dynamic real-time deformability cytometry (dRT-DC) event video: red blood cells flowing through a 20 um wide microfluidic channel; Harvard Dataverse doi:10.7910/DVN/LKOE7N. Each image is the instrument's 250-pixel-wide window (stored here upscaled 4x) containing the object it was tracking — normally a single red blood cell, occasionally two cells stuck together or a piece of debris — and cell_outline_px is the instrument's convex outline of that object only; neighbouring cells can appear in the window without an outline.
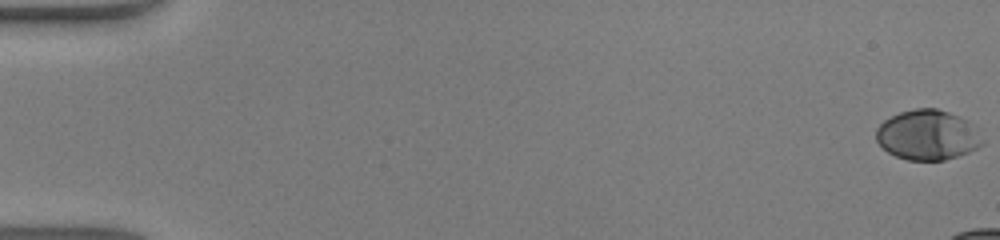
{"species": "human", "species_latin": "Homo sapiens", "temperature_condition": "warm", "stored_images_in_passage": 17, "camera_frame_rate_fps": 3000, "um_per_image_px": 0.085, "donor": {"sex": "male"}, "frame": {"image": 1, "passage_image": 1, "time_ms": 0.0, "image_size_px": [1000, 240], "cell_outline_px": [[984, 144], [968, 152], [944, 160], [908, 160], [896, 156], [888, 152], [876, 140], [876, 128], [884, 120], [900, 112], [912, 108], [936, 108], [960, 116], [968, 120], [972, 124], [984, 140]], "centroid_in_image_um": [78.85, 11.46], "position_along_channel_um": 6.2, "area_um2": 30.98}}
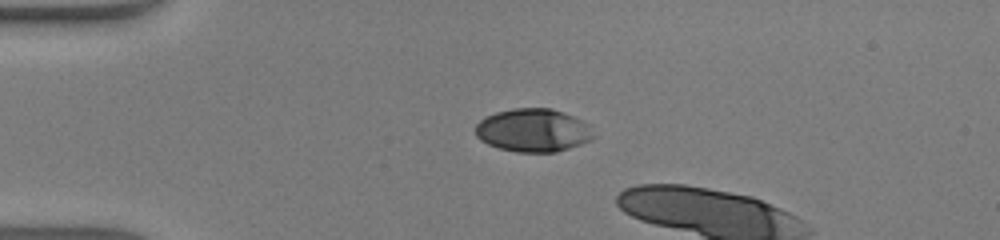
{"frame": {"image": 2, "passage_image": 13, "time_ms": 4.0, "image_size_px": [1000, 240], "cell_outline_px": [[596, 136], [592, 140], [556, 152], [516, 152], [500, 148], [488, 144], [480, 140], [476, 136], [476, 124], [484, 116], [496, 112], [512, 108], [552, 108], [592, 124]], "centroid_in_image_um": [45.35, 11.07], "position_along_channel_um": 39.6, "area_um2": 30.06}}